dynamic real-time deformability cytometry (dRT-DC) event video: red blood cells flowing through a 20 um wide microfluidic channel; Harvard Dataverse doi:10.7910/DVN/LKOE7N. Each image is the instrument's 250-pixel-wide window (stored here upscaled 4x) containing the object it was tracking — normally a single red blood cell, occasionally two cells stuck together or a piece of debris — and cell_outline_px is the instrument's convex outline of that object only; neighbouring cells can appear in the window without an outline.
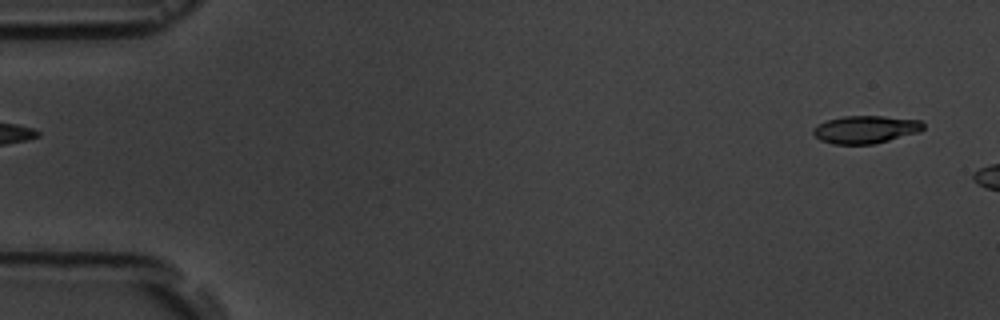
{"species": "common noctule bat (a hibernating species)", "species_latin": "Nyctalus noctula", "temperature_condition": "room temperature", "stored_images_in_passage": 6, "segment_of_instrument_passage": [2, 2], "camera_frame_rate_fps": 3000, "um_per_image_px": 0.085, "animal": {"sex": "male", "body_mass_g": 19.5, "forearm_length_mm": 54.6}, "frame": {"image": 1, "passage_image": 6, "time_ms": 5.667, "image_size_px": [1000, 320], "cell_outline_px": [[924, 128], [920, 132], [872, 144], [832, 144], [820, 140], [812, 132], [812, 128], [828, 120], [844, 116], [884, 116], [920, 120], [924, 124]], "centroid_in_image_um": [73.58, 11.0], "position_along_channel_um": 11.4, "area_um2": 17.69}}